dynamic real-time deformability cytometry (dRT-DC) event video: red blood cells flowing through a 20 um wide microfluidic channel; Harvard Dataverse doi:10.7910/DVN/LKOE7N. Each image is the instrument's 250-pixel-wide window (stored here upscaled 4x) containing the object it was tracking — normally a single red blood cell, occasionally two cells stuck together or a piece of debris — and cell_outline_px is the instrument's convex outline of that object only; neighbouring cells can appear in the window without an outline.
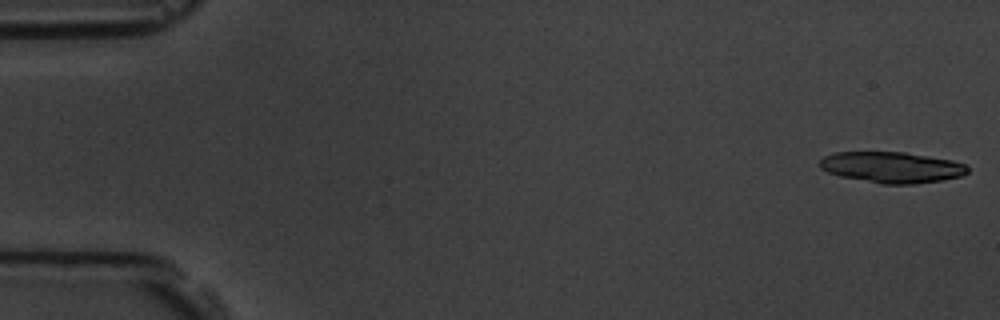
{"species": "common noctule bat (a hibernating species)", "species_latin": "Nyctalus noctula", "temperature_condition": "room temperature", "stored_images_in_passage": 15, "camera_frame_rate_fps": 3000, "um_per_image_px": 0.085, "animal": {"sex": "male", "body_mass_g": 19.5, "forearm_length_mm": 54.6}, "frame": {"image": 1, "passage_image": 1, "time_ms": 0.0, "image_size_px": [1000, 320], "cell_outline_px": [[968, 172], [960, 176], [940, 180], [912, 184], [880, 184], [840, 176], [828, 172], [820, 168], [820, 160], [824, 156], [836, 152], [904, 152], [952, 160], [964, 164], [968, 168]], "centroid_in_image_um": [75.77, 14.22], "position_along_channel_um": 9.2, "area_um2": 26.53}}
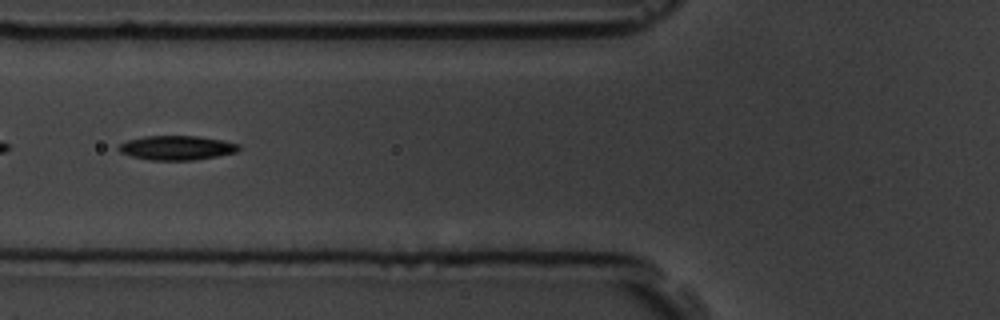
{"frame": {"image": 2, "passage_image": 6, "time_ms": 6.667, "image_size_px": [1000, 320], "cell_outline_px": [[240, 148], [236, 152], [216, 156], [192, 160], [152, 160], [132, 156], [120, 152], [116, 148], [120, 144], [128, 140], [144, 136], [196, 136], [220, 140], [240, 144]], "centroid_in_image_um": [15.0, 12.56], "position_along_channel_um": 110.8, "area_um2": 16.82}}
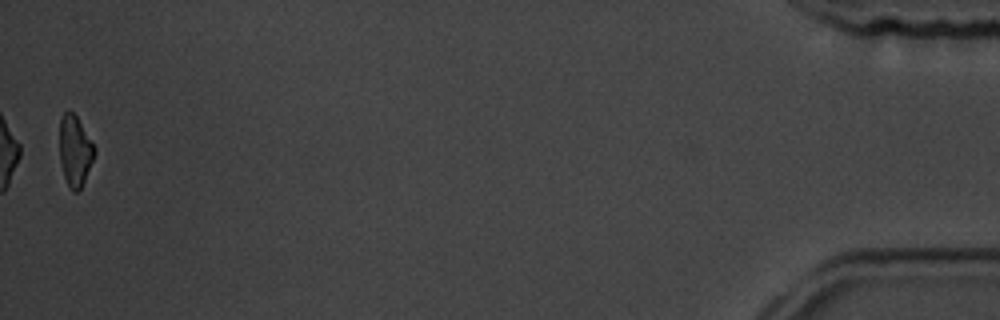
{"frame": {"image": 3, "passage_image": 15, "time_ms": 17.667, "image_size_px": [1000, 320], "cell_outline_px": [[96, 152], [84, 180], [80, 188], [76, 192], [72, 192], [68, 188], [64, 176], [60, 160], [60, 116], [68, 108], [76, 116], [96, 148]], "centroid_in_image_um": [6.36, 12.8], "position_along_channel_um": 428.8, "area_um2": 14.33}, "authors_computed_cell_mechanics": {"area_um2": 16.8198, "velocity_mm_per_s": 3.7565, "shape_relaxation_time_tau1_ms": 3.9149, "shape_relaxation_time_tau2_ms": 8.896, "deformation_change_tau1": 0.1257, "deformation_change_tau2": 0.1612}}